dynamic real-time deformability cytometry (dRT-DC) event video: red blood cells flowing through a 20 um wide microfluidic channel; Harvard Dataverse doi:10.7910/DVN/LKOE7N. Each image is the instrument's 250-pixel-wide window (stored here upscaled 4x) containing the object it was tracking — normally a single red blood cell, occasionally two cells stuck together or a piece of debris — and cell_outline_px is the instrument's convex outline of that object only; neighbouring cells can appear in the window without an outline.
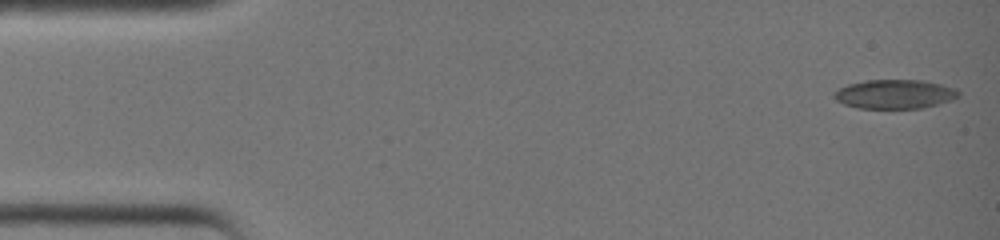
{"species": "common noctule bat (a hibernating species)", "species_latin": "Nyctalus noctula", "temperature_condition": "warm", "stored_images_in_passage": 32, "camera_frame_rate_fps": 3000, "um_per_image_px": 0.085, "animal": {"sex": "female", "body_mass_g": 19.0, "forearm_length_mm": 51.5}, "frame": {"image": 1, "passage_image": 1, "time_ms": 0.0, "image_size_px": [1000, 240], "cell_outline_px": [[960, 96], [952, 100], [920, 108], [856, 108], [844, 104], [836, 100], [832, 96], [840, 88], [848, 84], [864, 80], [924, 80], [956, 88], [960, 92]], "centroid_in_image_um": [76.06, 7.99], "position_along_channel_um": 8.9, "area_um2": 21.1}}
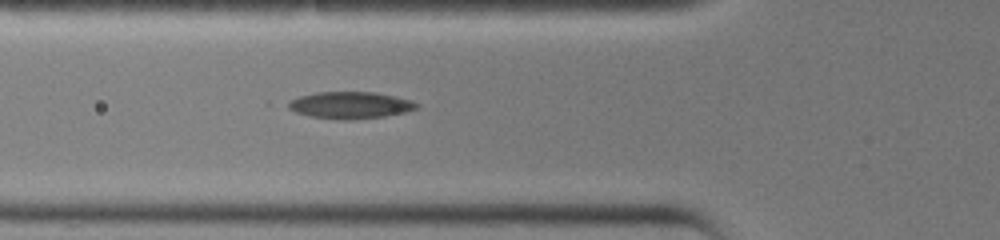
{"frame": {"image": 2, "passage_image": 14, "time_ms": 4.333, "image_size_px": [1000, 240], "cell_outline_px": [[420, 104], [416, 108], [404, 112], [384, 116], [352, 120], [336, 120], [308, 116], [296, 112], [280, 104], [288, 100], [300, 96], [316, 92], [376, 92], [396, 96], [412, 100]], "centroid_in_image_um": [29.69, 8.94], "position_along_channel_um": 96.1, "area_um2": 20.52}}
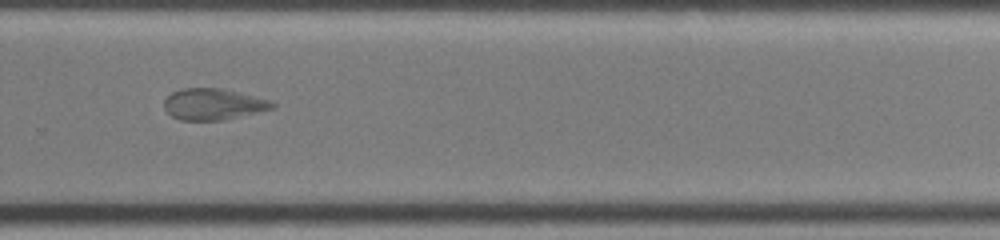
{"frame": {"image": 3, "passage_image": 27, "time_ms": 8.667, "image_size_px": [1000, 240], "cell_outline_px": [[276, 104], [272, 108], [224, 120], [180, 120], [172, 116], [164, 108], [164, 100], [172, 92], [184, 88], [220, 88], [268, 100]], "centroid_in_image_um": [18.07, 8.86], "position_along_channel_um": 311.7, "area_um2": 19.31}}